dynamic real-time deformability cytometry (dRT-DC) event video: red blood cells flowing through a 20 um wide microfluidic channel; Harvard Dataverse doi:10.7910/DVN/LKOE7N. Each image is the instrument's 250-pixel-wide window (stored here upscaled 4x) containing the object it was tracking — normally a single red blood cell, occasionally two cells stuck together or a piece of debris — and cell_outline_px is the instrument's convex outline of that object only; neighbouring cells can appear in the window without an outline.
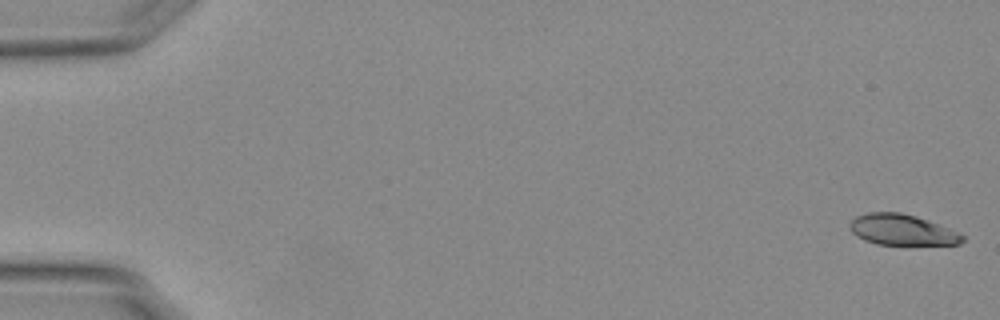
{"species": "Egyptian fruit bat (a non-hibernating species)", "species_latin": "Rousettus aegyptiacus", "temperature_condition": "warm", "stored_images_in_passage": 54, "camera_frame_rate_fps": 3000, "um_per_image_px": 0.085, "animal": {"sex": "female"}, "frame": {"image": 1, "passage_image": 1, "time_ms": 0.0, "image_size_px": [1000, 320], "cell_outline_px": [[964, 240], [960, 244], [876, 244], [864, 240], [856, 236], [848, 228], [848, 224], [856, 216], [868, 212], [900, 212], [916, 216], [960, 232], [964, 236]], "centroid_in_image_um": [76.64, 19.53], "position_along_channel_um": 8.4, "area_um2": 20.23}}
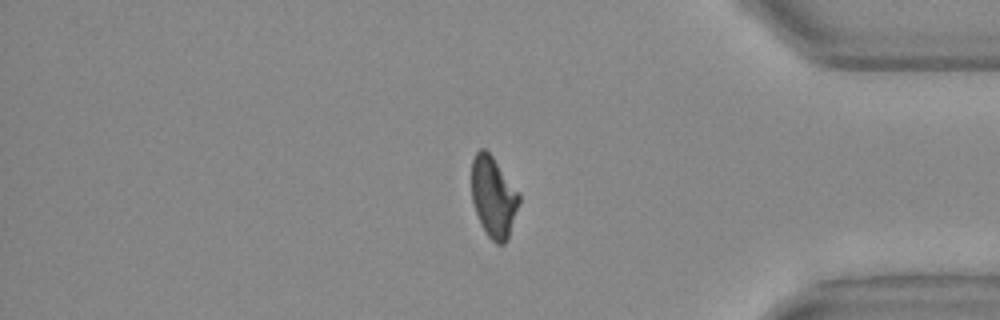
{"frame": {"image": 2, "passage_image": 46, "time_ms": 15.0, "image_size_px": [1000, 320], "cell_outline_px": [[520, 200], [508, 240], [504, 244], [496, 244], [488, 236], [480, 224], [472, 200], [472, 160], [476, 152], [480, 148], [484, 148], [492, 156], [520, 192]], "centroid_in_image_um": [41.96, 16.75], "position_along_channel_um": 393.2, "area_um2": 22.48}}
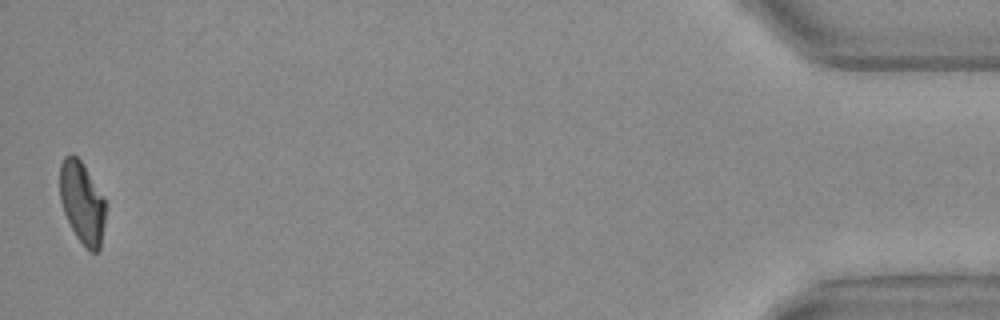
{"frame": {"image": 3, "passage_image": 54, "time_ms": 17.667, "image_size_px": [1000, 320], "cell_outline_px": [[104, 224], [100, 248], [96, 252], [88, 252], [76, 236], [64, 212], [60, 200], [60, 164], [64, 156], [72, 152], [80, 160], [104, 196]], "centroid_in_image_um": [6.97, 17.21], "position_along_channel_um": 428.2, "area_um2": 21.73}, "authors_computed_cell_mechanics": {"area_um2": 22.3397, "velocity_mm_per_s": 3.7824, "shape_relaxation_time_tau1_ms": 8.3874, "shape_relaxation_time_tau2_ms": 2.7202, "deformation_change_tau1": 0.2339, "deformation_change_tau2": 0.081}}